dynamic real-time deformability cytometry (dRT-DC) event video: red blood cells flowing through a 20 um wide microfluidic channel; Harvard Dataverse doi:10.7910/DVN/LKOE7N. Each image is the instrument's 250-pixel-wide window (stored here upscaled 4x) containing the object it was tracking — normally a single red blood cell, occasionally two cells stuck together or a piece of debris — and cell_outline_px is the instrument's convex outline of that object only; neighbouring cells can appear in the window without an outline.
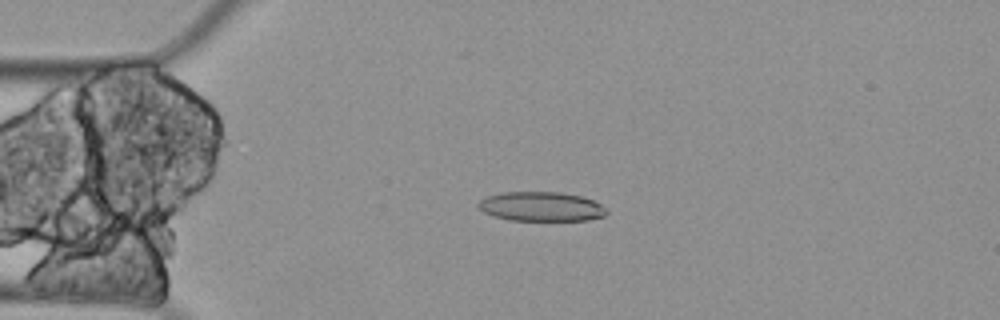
{"species": "Egyptian fruit bat (a non-hibernating species)", "species_latin": "Rousettus aegyptiacus", "temperature_condition": "cold", "stored_images_in_passage": 5, "camera_frame_rate_fps": 3000, "um_per_image_px": 0.085, "animal": {"sex": "female"}, "frame": {"image": 1, "passage_image": 4, "time_ms": 1.0, "image_size_px": [1000, 320], "cell_outline_px": [[608, 212], [604, 216], [588, 220], [508, 220], [484, 212], [476, 204], [480, 200], [488, 196], [504, 192], [560, 192], [580, 196], [592, 200], [600, 204]], "centroid_in_image_um": [46.0, 17.55], "position_along_channel_um": 39.0, "area_um2": 21.73}}